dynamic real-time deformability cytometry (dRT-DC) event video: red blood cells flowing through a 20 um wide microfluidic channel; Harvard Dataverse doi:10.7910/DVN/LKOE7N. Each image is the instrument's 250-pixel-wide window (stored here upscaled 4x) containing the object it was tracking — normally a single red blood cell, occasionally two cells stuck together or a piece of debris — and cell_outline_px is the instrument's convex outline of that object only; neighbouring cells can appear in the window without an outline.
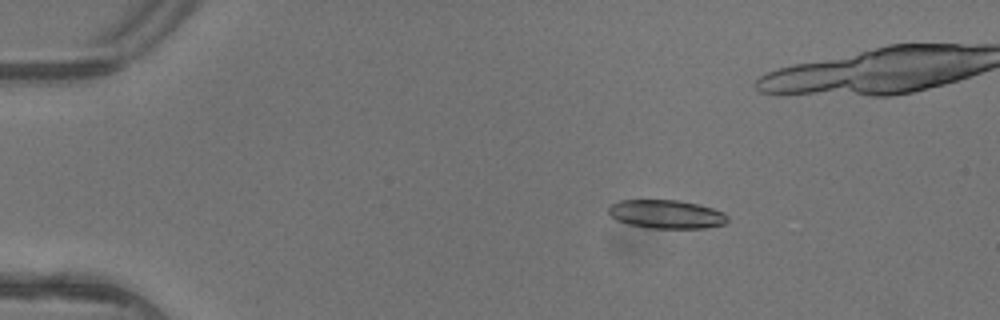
{"species": "common noctule bat (a hibernating species)", "species_latin": "Nyctalus noctula", "temperature_condition": "warm", "stored_images_in_passage": 9, "camera_frame_rate_fps": 3000, "um_per_image_px": 0.085, "animal": {"sex": "female"}, "frame": {"image": 1, "passage_image": 3, "time_ms": 0.667, "image_size_px": [1000, 320], "cell_outline_px": [[728, 220], [724, 224], [704, 228], [648, 228], [628, 224], [616, 220], [608, 212], [608, 208], [612, 204], [620, 200], [680, 200], [712, 208], [724, 212], [728, 216]], "centroid_in_image_um": [56.64, 18.21], "position_along_channel_um": 28.4, "area_um2": 19.83}}
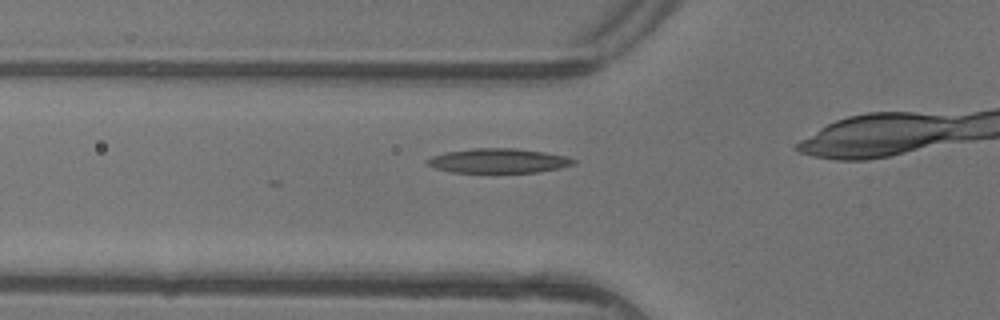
{"frame": {"image": 2, "passage_image": 6, "time_ms": 1.667, "image_size_px": [1000, 320], "cell_outline_px": [[576, 164], [560, 168], [536, 172], [452, 172], [436, 168], [424, 164], [424, 160], [432, 156], [448, 152], [472, 148], [516, 148], [544, 152], [568, 156], [576, 160]], "centroid_in_image_um": [42.37, 13.66], "position_along_channel_um": 83.4, "area_um2": 20.92}}